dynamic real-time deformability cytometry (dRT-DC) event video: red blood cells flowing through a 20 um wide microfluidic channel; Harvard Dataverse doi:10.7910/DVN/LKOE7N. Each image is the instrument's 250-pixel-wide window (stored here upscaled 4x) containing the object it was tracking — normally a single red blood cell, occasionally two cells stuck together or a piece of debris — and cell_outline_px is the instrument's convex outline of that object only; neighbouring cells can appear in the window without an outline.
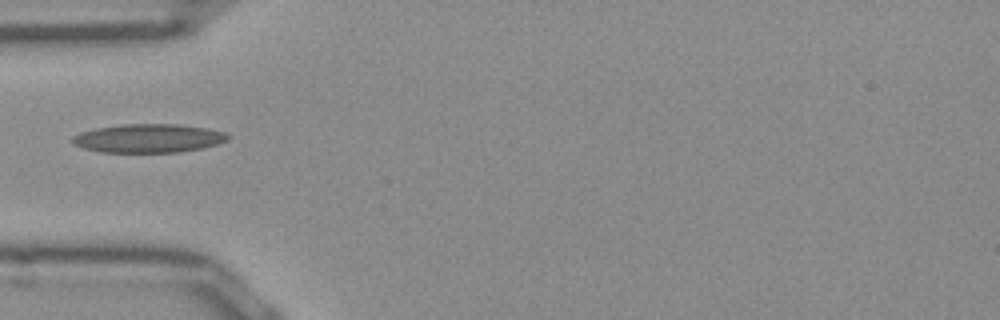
{"species": "Egyptian fruit bat (a non-hibernating species)", "species_latin": "Rousettus aegyptiacus", "temperature_condition": "room temperature", "stored_images_in_passage": 33, "camera_frame_rate_fps": 3000, "um_per_image_px": 0.085, "frame": {"image": 1, "passage_image": 1, "time_ms": 0.0, "image_size_px": [1000, 320], "cell_outline_px": [[232, 136], [228, 140], [216, 144], [200, 148], [180, 152], [100, 152], [84, 148], [76, 144], [72, 140], [72, 136], [80, 132], [96, 128], [120, 124], [180, 124], [208, 128], [224, 132]], "centroid_in_image_um": [12.64, 11.74], "position_along_channel_um": 72.4, "area_um2": 25.95}}
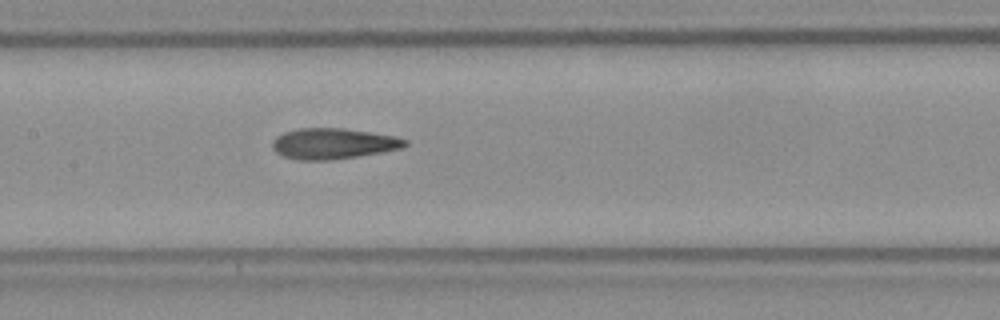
{"frame": {"image": 2, "passage_image": 9, "time_ms": 2.667, "image_size_px": [1000, 320], "cell_outline_px": [[408, 144], [404, 148], [356, 156], [324, 160], [300, 160], [284, 156], [276, 152], [272, 148], [272, 140], [276, 136], [284, 132], [300, 128], [344, 128], [396, 136], [408, 140]], "centroid_in_image_um": [28.33, 12.19], "position_along_channel_um": 179.1, "area_um2": 23.7}}
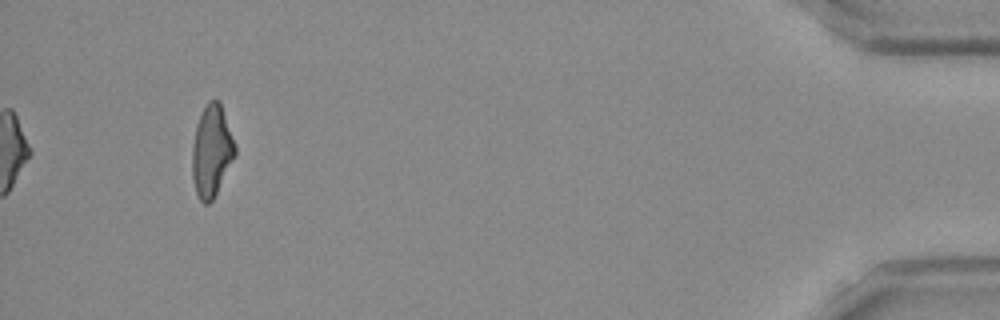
{"frame": {"image": 3, "passage_image": 33, "time_ms": 10.667, "image_size_px": [1000, 320], "cell_outline_px": [[236, 156], [212, 200], [208, 204], [204, 204], [200, 200], [196, 192], [192, 176], [192, 148], [196, 124], [204, 104], [208, 100], [220, 100], [236, 144]], "centroid_in_image_um": [18.0, 12.79], "position_along_channel_um": 417.2, "area_um2": 23.18}}